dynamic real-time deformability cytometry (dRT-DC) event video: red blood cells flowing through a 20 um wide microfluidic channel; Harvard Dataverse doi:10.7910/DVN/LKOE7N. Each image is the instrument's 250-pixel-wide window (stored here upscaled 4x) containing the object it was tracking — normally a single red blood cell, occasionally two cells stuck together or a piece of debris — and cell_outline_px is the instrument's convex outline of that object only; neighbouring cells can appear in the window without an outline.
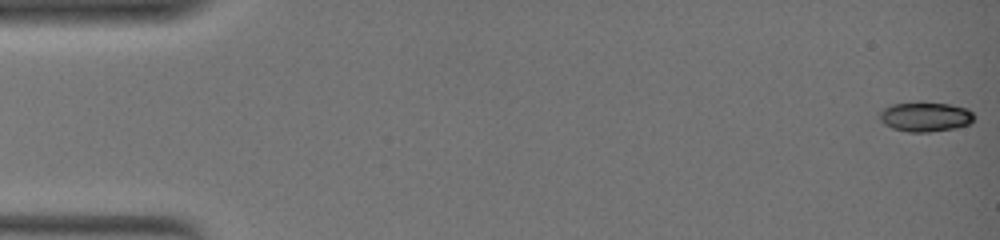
{"species": "common noctule bat (a hibernating species)", "species_latin": "Nyctalus noctula", "temperature_condition": "warm", "stored_images_in_passage": 59, "camera_frame_rate_fps": 3000, "um_per_image_px": 0.085, "animal": {"sex": "female", "body_mass_g": 19.0, "forearm_length_mm": 51.5}, "frame": {"image": 1, "passage_image": 1, "time_ms": 0.0, "image_size_px": [1000, 240], "cell_outline_px": [[976, 116], [968, 124], [956, 128], [928, 132], [908, 132], [892, 128], [884, 124], [880, 120], [876, 112], [892, 104], [920, 100], [948, 104], [968, 108]], "centroid_in_image_um": [78.61, 9.89], "position_along_channel_um": 6.4, "area_um2": 16.88}}
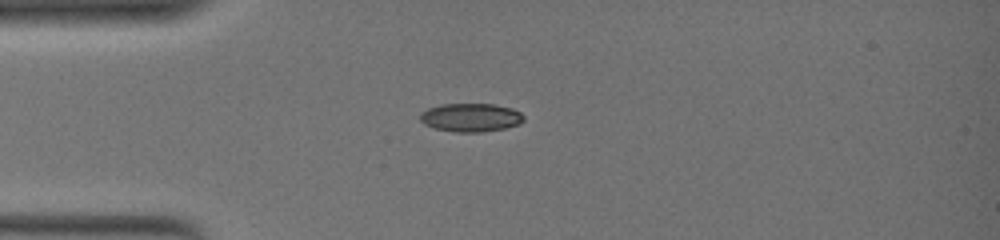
{"frame": {"image": 2, "passage_image": 41, "time_ms": 6.333, "image_size_px": [1000, 240], "cell_outline_px": [[524, 120], [520, 124], [504, 128], [484, 132], [456, 132], [432, 128], [424, 124], [420, 120], [420, 112], [428, 108], [440, 104], [492, 104], [512, 108], [520, 112], [524, 116]], "centroid_in_image_um": [40.0, 9.99], "position_along_channel_um": 45.0, "area_um2": 17.34}}
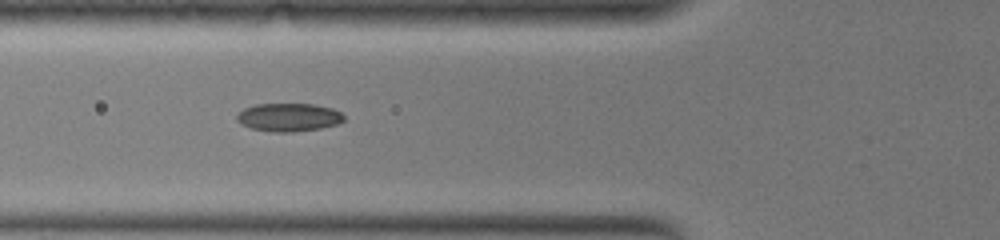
{"frame": {"image": 3, "passage_image": 58, "time_ms": 9.0, "image_size_px": [1000, 240], "cell_outline_px": [[344, 120], [336, 124], [320, 128], [292, 132], [272, 132], [252, 128], [240, 124], [236, 120], [236, 116], [244, 108], [256, 104], [312, 104], [332, 108], [340, 112], [344, 116]], "centroid_in_image_um": [24.52, 9.97], "position_along_channel_um": 101.3, "area_um2": 17.51}}